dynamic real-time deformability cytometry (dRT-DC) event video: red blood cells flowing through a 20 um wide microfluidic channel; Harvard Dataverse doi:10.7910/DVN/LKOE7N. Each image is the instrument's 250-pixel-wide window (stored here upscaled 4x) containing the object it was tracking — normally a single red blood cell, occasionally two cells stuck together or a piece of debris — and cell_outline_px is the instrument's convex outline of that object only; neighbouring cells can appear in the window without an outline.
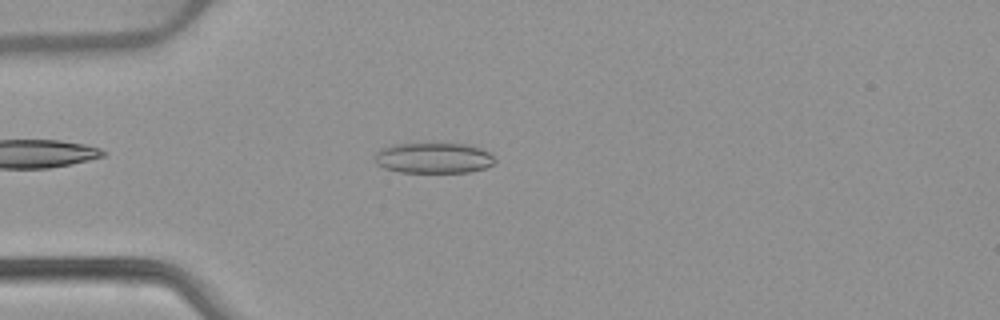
{"species": "common noctule bat (a hibernating species)", "species_latin": "Nyctalus noctula", "temperature_condition": "warm", "stored_images_in_passage": 51, "camera_frame_rate_fps": 3000, "um_per_image_px": 0.085, "animal": {"sex": "female", "body_mass_g": 22.7, "forearm_length_mm": 54.2}, "frame": {"image": 1, "passage_image": 13, "time_ms": 4.0, "image_size_px": [1000, 320], "cell_outline_px": [[496, 160], [488, 168], [468, 172], [400, 172], [384, 168], [376, 164], [372, 156], [376, 152], [392, 144], [468, 144], [480, 148], [488, 152]], "centroid_in_image_um": [36.83, 13.44], "position_along_channel_um": 48.2, "area_um2": 21.44}}
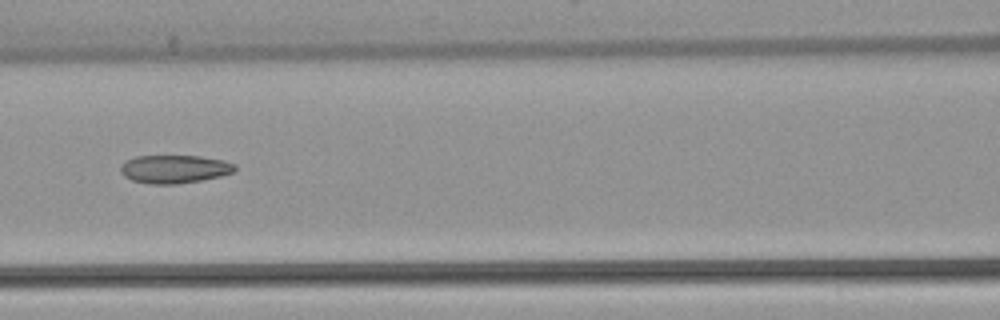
{"frame": {"image": 2, "passage_image": 22, "time_ms": 7.0, "image_size_px": [1000, 320], "cell_outline_px": [[236, 172], [220, 176], [200, 180], [176, 184], [152, 184], [132, 180], [124, 176], [120, 172], [120, 168], [128, 160], [136, 156], [200, 156], [224, 160], [236, 164]], "centroid_in_image_um": [14.87, 14.37], "position_along_channel_um": 151.7, "area_um2": 18.73}}
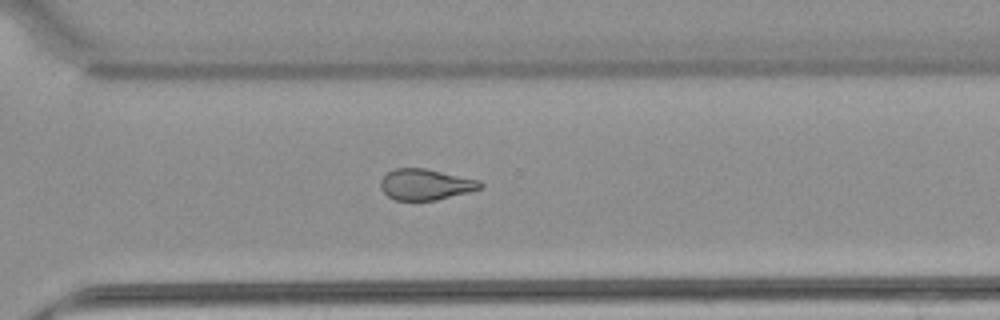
{"frame": {"image": 3, "passage_image": 36, "time_ms": 11.667, "image_size_px": [1000, 320], "cell_outline_px": [[484, 188], [436, 200], [396, 200], [388, 196], [380, 188], [380, 180], [392, 168], [424, 168], [480, 180], [484, 184]], "centroid_in_image_um": [36.18, 15.67], "position_along_channel_um": 334.4, "area_um2": 18.03}, "authors_computed_cell_mechanics": {"area_um2": 19.652, "velocity_mm_per_s": 3.9381, "shape_relaxation_time_tau1_ms": null, "shape_relaxation_time_tau2_ms": 3.2399, "deformation_change_tau1": null, "deformation_change_tau2": 0.1182}}